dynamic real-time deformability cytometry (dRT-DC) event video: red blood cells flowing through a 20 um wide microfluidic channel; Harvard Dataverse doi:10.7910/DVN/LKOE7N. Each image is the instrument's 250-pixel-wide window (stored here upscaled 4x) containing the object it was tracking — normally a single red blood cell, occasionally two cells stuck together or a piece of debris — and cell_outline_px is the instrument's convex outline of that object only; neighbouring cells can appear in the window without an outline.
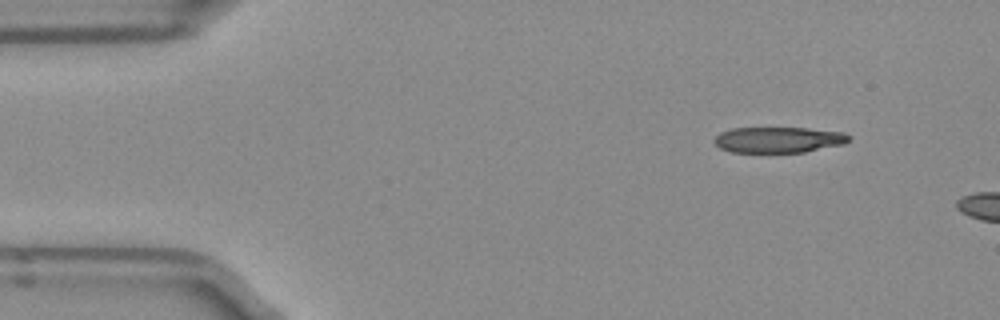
{"species": "Egyptian fruit bat (a non-hibernating species)", "species_latin": "Rousettus aegyptiacus", "temperature_condition": "room temperature", "stored_images_in_passage": 3, "camera_frame_rate_fps": 3000, "um_per_image_px": 0.085, "frame": {"image": 1, "passage_image": 1, "time_ms": 0.0, "image_size_px": [1000, 320], "cell_outline_px": [[852, 136], [844, 144], [804, 152], [728, 152], [720, 148], [712, 140], [720, 132], [732, 128], [804, 128], [844, 132]], "centroid_in_image_um": [66.16, 11.88], "position_along_channel_um": 18.8, "area_um2": 20.29}}